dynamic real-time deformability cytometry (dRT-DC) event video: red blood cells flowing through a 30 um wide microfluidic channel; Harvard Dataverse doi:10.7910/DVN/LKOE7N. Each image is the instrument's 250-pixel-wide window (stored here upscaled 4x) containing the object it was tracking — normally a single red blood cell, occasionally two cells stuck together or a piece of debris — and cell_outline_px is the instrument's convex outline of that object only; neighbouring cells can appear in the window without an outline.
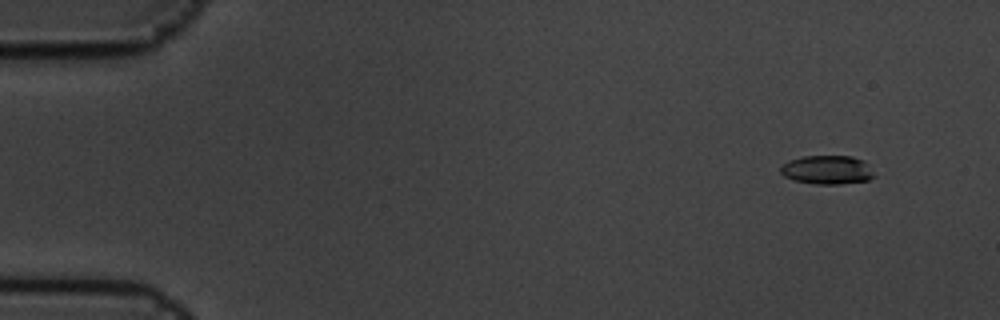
{"species": "common noctule bat (a hibernating species)", "species_latin": "Nyctalus noctula", "temperature_condition": "cold", "stored_images_in_passage": 7, "camera_frame_rate_fps": 3000, "um_per_image_px": 0.085, "animal": {"sex": "male", "body_mass_g": 19.5, "forearm_length_mm": 54.6}, "frame": {"image": 1, "passage_image": 2, "time_ms": 0.333, "image_size_px": [1000, 320], "cell_outline_px": [[876, 176], [868, 180], [840, 184], [816, 184], [796, 180], [784, 176], [780, 172], [780, 168], [788, 160], [804, 156], [852, 156], [864, 160]], "centroid_in_image_um": [70.33, 14.43], "position_along_channel_um": 14.7, "area_um2": 15.66}}
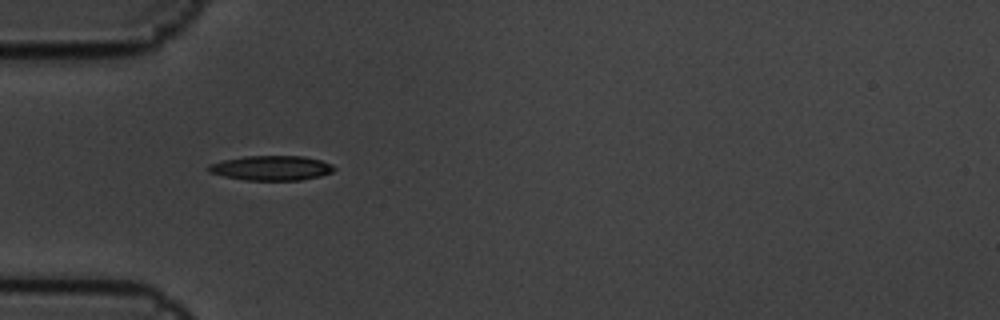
{"frame": {"image": 2, "passage_image": 6, "time_ms": 1.667, "image_size_px": [1000, 320], "cell_outline_px": [[336, 168], [332, 172], [320, 176], [300, 180], [244, 180], [224, 176], [208, 172], [208, 164], [224, 160], [244, 156], [304, 156], [320, 160], [332, 164]], "centroid_in_image_um": [23.06, 14.28], "position_along_channel_um": 61.9, "area_um2": 18.09}}
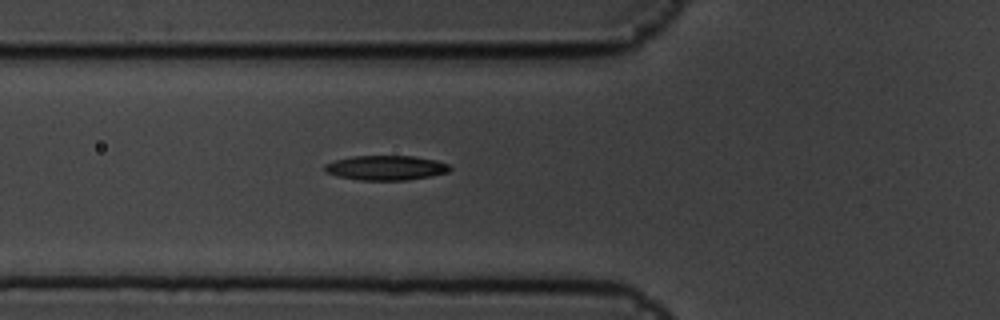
{"frame": {"image": 3, "passage_image": 7, "time_ms": 2.0, "image_size_px": [1000, 320], "cell_outline_px": [[452, 168], [448, 172], [408, 180], [360, 180], [336, 176], [324, 172], [324, 164], [336, 160], [352, 156], [412, 156], [436, 160], [448, 164]], "centroid_in_image_um": [32.77, 14.26], "position_along_channel_um": 93.0, "area_um2": 17.98}}